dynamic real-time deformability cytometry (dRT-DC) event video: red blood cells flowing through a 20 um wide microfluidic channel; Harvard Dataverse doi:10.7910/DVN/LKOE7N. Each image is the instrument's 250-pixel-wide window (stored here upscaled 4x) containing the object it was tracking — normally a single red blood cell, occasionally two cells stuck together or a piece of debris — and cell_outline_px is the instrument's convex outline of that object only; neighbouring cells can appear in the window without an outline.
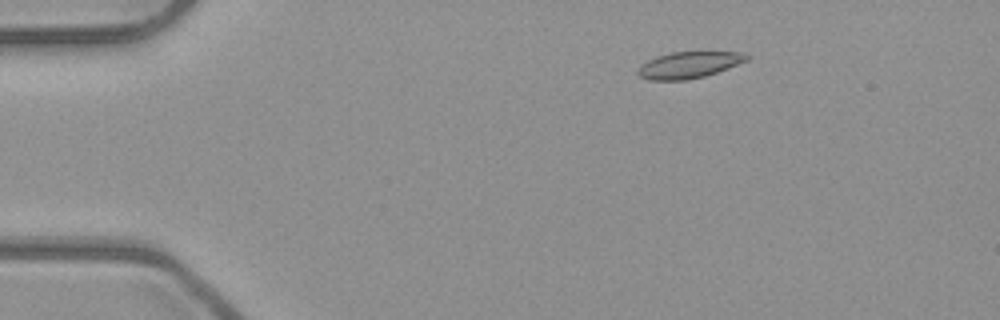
{"species": "common noctule bat (a hibernating species)", "species_latin": "Nyctalus noctula", "temperature_condition": "room temperature", "stored_images_in_passage": 52, "camera_frame_rate_fps": 3000, "um_per_image_px": 0.085, "animal": {"sex": "male", "body_mass_g": 23.1, "forearm_length_mm": 52.7}, "frame": {"image": 1, "passage_image": 8, "time_ms": 2.333, "image_size_px": [1000, 320], "cell_outline_px": [[748, 60], [728, 68], [704, 76], [684, 80], [648, 80], [640, 76], [636, 72], [648, 60], [656, 56], [672, 52], [744, 52], [748, 56]], "centroid_in_image_um": [58.56, 5.51], "position_along_channel_um": 26.4, "area_um2": 16.53}}
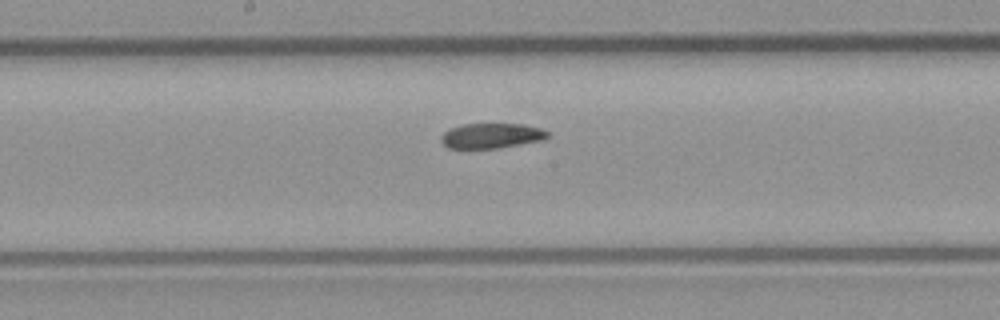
{"frame": {"image": 2, "passage_image": 27, "time_ms": 8.667, "image_size_px": [1000, 320], "cell_outline_px": [[548, 136], [544, 140], [496, 148], [448, 148], [440, 140], [440, 136], [448, 128], [460, 124], [524, 124], [540, 128], [548, 132]], "centroid_in_image_um": [41.74, 11.53], "position_along_channel_um": 206.5, "area_um2": 15.61}}
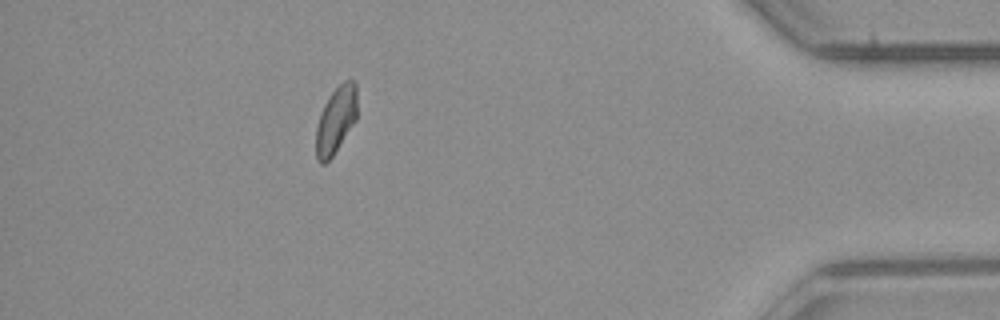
{"frame": {"image": 3, "passage_image": 46, "time_ms": 15.0, "image_size_px": [1000, 320], "cell_outline_px": [[356, 120], [332, 156], [324, 164], [320, 164], [316, 160], [316, 124], [320, 112], [328, 96], [344, 80], [356, 80]], "centroid_in_image_um": [28.53, 10.2], "position_along_channel_um": 406.7, "area_um2": 16.07}, "authors_computed_cell_mechanics": {"area_um2": 16.7909, "velocity_mm_per_s": 3.9836, "shape_relaxation_time_tau1_ms": null, "shape_relaxation_time_tau2_ms": 6.9306, "deformation_change_tau1": null, "deformation_change_tau2": 0.1158}}